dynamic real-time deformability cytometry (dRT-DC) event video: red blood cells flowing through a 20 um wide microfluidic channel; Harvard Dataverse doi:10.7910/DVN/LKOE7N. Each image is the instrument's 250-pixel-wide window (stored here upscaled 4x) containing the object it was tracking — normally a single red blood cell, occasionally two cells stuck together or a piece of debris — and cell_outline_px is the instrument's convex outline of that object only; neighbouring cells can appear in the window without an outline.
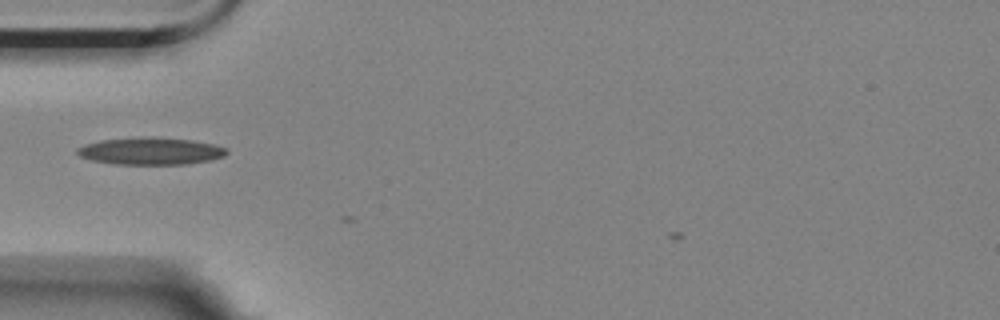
{"species": "Egyptian fruit bat (a non-hibernating species)", "species_latin": "Rousettus aegyptiacus", "temperature_condition": "room temperature", "stored_images_in_passage": 4, "camera_frame_rate_fps": 3000, "um_per_image_px": 0.085, "animal": {"sex": "female"}, "frame": {"image": 1, "passage_image": 1, "time_ms": 0.0, "image_size_px": [1000, 320], "cell_outline_px": [[228, 152], [224, 156], [212, 160], [184, 164], [116, 164], [92, 160], [80, 156], [76, 152], [76, 148], [84, 144], [100, 140], [144, 136], [152, 136], [192, 140], [212, 144], [228, 148]], "centroid_in_image_um": [12.8, 12.83], "position_along_channel_um": 72.2, "area_um2": 23.87}}